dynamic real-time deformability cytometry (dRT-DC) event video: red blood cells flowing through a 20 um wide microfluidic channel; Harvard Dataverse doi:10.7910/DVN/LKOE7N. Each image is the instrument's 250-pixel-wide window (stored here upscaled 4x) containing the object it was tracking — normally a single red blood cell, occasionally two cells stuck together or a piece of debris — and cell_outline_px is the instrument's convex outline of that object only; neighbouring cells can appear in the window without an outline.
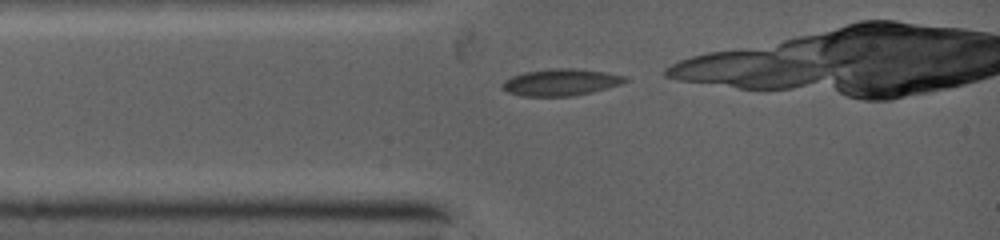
{"species": "common noctule bat (a hibernating species)", "species_latin": "Nyctalus noctula", "temperature_condition": "warm", "stored_images_in_passage": 4, "camera_frame_rate_fps": 5000, "um_per_image_px": 0.085, "animal": {"sex": "female", "body_mass_g": 19.0, "forearm_length_mm": 53.3}, "frame": {"image": 1, "passage_image": 1, "time_ms": 0.0, "image_size_px": [1000, 240], "cell_outline_px": [[628, 80], [620, 84], [592, 92], [572, 96], [524, 96], [508, 92], [504, 88], [504, 80], [512, 76], [524, 72], [568, 68], [604, 72], [624, 76]], "centroid_in_image_um": [47.67, 7.01], "position_along_channel_um": 37.3, "area_um2": 18.55}}